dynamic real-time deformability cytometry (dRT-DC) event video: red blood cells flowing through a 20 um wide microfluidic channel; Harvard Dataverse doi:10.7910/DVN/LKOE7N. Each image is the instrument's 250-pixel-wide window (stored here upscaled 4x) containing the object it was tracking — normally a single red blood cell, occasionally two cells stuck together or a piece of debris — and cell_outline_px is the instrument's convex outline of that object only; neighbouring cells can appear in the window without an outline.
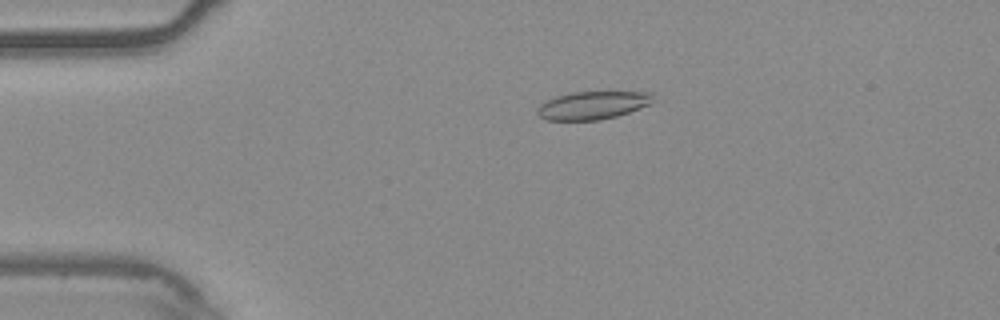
{"species": "common noctule bat (a hibernating species)", "species_latin": "Nyctalus noctula", "temperature_condition": "warm", "stored_images_in_passage": 55, "camera_frame_rate_fps": 3000, "um_per_image_px": 0.085, "animal": {"sex": "male", "body_mass_g": 20.4}, "frame": {"image": 1, "passage_image": 12, "time_ms": 3.667, "image_size_px": [1000, 320], "cell_outline_px": [[652, 104], [616, 116], [600, 120], [544, 120], [536, 112], [536, 108], [540, 104], [556, 96], [572, 92], [652, 92]], "centroid_in_image_um": [50.35, 8.95], "position_along_channel_um": 34.6, "area_um2": 18.84}}
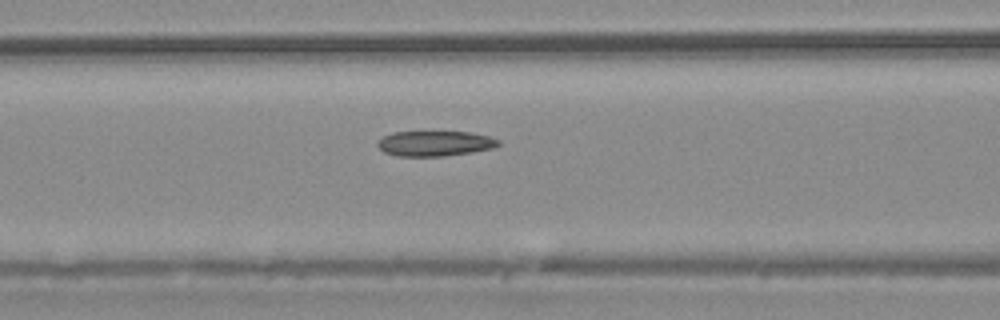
{"frame": {"image": 2, "passage_image": 23, "time_ms": 7.333, "image_size_px": [1000, 320], "cell_outline_px": [[500, 144], [492, 148], [472, 152], [444, 156], [396, 156], [384, 152], [376, 144], [384, 136], [392, 132], [468, 132], [488, 136], [500, 140]], "centroid_in_image_um": [36.96, 12.2], "position_along_channel_um": 129.6, "area_um2": 17.63}}
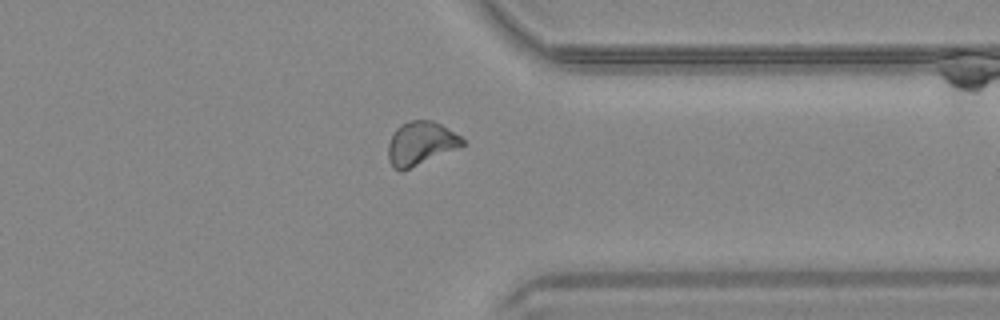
{"frame": {"image": 3, "passage_image": 43, "time_ms": 14.0, "image_size_px": [1000, 320], "cell_outline_px": [[464, 144], [400, 172], [392, 168], [388, 160], [388, 144], [396, 128], [400, 124], [408, 120], [432, 120], [440, 124], [460, 136], [464, 140]], "centroid_in_image_um": [35.69, 12.17], "position_along_channel_um": 375.7, "area_um2": 18.44}, "authors_computed_cell_mechanics": {"area_um2": 18.9006, "velocity_mm_per_s": 3.7396, "shape_relaxation_time_tau1_ms": null, "shape_relaxation_time_tau2_ms": 4.8446, "deformation_change_tau1": null, "deformation_change_tau2": 0.1141}}